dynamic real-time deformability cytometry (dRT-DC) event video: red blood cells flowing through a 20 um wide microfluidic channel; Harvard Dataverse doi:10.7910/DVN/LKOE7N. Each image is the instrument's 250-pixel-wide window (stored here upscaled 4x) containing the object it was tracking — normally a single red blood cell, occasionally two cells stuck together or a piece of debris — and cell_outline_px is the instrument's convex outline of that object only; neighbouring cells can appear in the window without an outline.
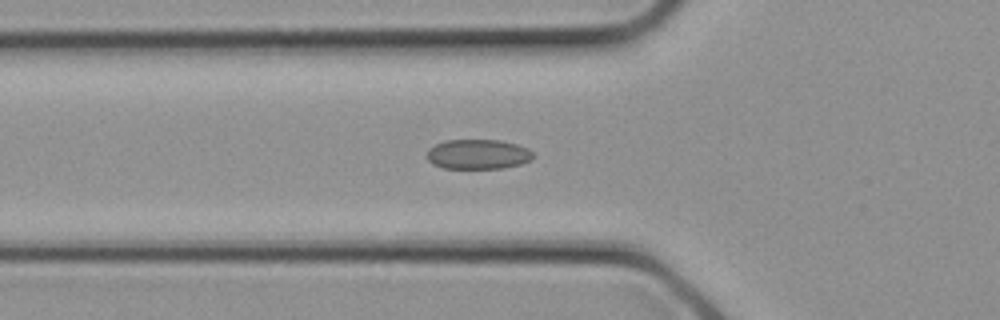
{"species": "common noctule bat (a hibernating species)", "species_latin": "Nyctalus noctula", "temperature_condition": "cold", "stored_images_in_passage": 16, "camera_frame_rate_fps": 3000, "um_per_image_px": 0.085, "animal": {"sex": "female", "body_mass_g": 21.9}, "frame": {"image": 1, "passage_image": 7, "time_ms": 2.0, "image_size_px": [1000, 320], "cell_outline_px": [[536, 156], [532, 160], [520, 164], [504, 168], [440, 168], [432, 164], [424, 156], [428, 148], [444, 140], [500, 140], [516, 144], [528, 148]], "centroid_in_image_um": [40.6, 13.11], "position_along_channel_um": 85.2, "area_um2": 18.79}}
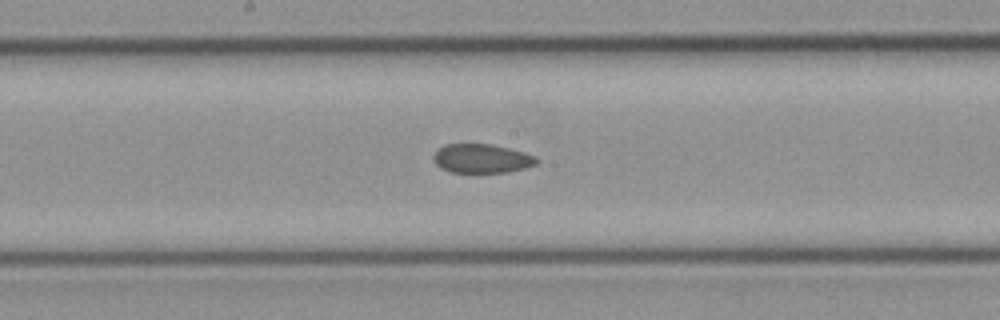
{"frame": {"image": 2, "passage_image": 12, "time_ms": 3.667, "image_size_px": [1000, 320], "cell_outline_px": [[540, 160], [536, 164], [524, 168], [508, 172], [452, 172], [440, 168], [432, 160], [432, 156], [436, 148], [444, 144], [492, 144], [524, 152], [536, 156]], "centroid_in_image_um": [40.91, 13.46], "position_along_channel_um": 207.3, "area_um2": 17.63}}
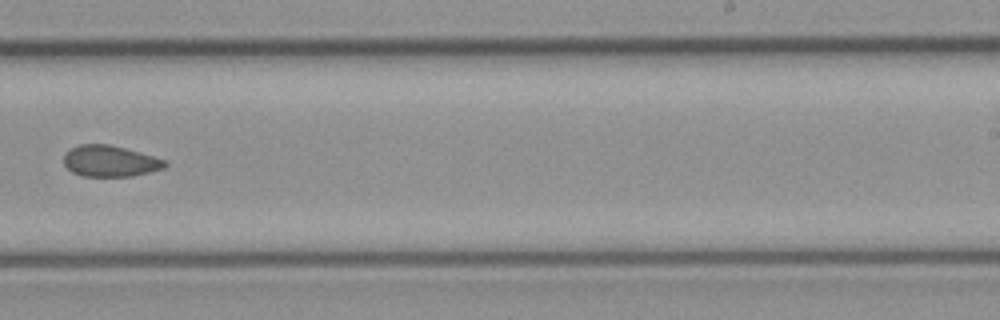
{"frame": {"image": 3, "passage_image": 15, "time_ms": 4.667, "image_size_px": [1000, 320], "cell_outline_px": [[168, 164], [164, 168], [132, 176], [84, 176], [72, 172], [64, 164], [64, 152], [80, 144], [108, 144], [124, 148], [152, 156], [164, 160]], "centroid_in_image_um": [9.32, 13.69], "position_along_channel_um": 279.7, "area_um2": 18.15}}